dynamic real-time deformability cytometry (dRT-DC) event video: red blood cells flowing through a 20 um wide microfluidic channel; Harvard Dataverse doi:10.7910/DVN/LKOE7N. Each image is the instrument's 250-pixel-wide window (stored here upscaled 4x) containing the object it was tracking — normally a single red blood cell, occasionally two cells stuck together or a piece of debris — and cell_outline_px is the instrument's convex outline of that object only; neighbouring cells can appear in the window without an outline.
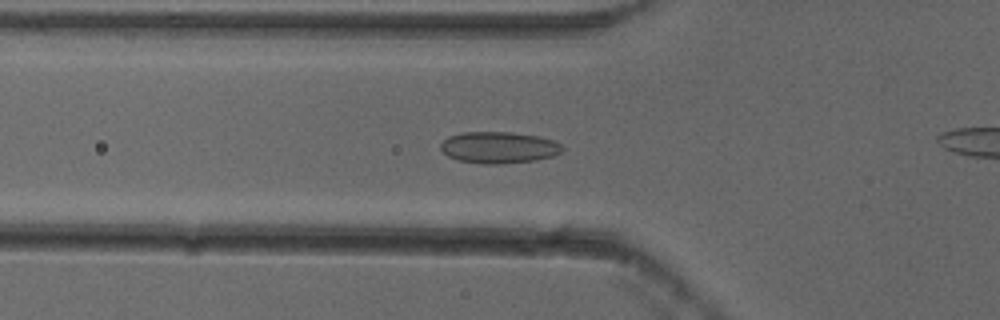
{"species": "common noctule bat (a hibernating species)", "species_latin": "Nyctalus noctula", "temperature_condition": "cold", "stored_images_in_passage": 44, "camera_frame_rate_fps": 3000, "um_per_image_px": 0.085, "animal": {"sex": "female"}, "frame": {"image": 1, "passage_image": 8, "time_ms": 2.333, "image_size_px": [1000, 320], "cell_outline_px": [[564, 148], [560, 152], [552, 156], [536, 160], [496, 164], [480, 164], [460, 160], [448, 156], [440, 148], [440, 144], [448, 136], [464, 132], [512, 132], [540, 136], [556, 140]], "centroid_in_image_um": [42.41, 12.52], "position_along_channel_um": 83.4, "area_um2": 22.43}}
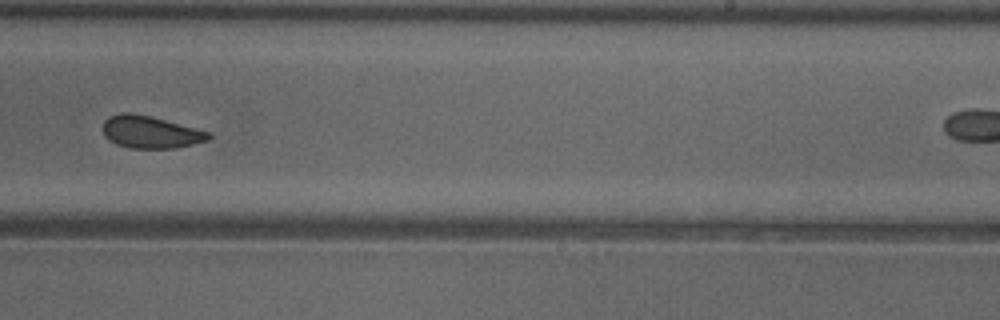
{"frame": {"image": 2, "passage_image": 23, "time_ms": 7.333, "image_size_px": [1000, 320], "cell_outline_px": [[212, 136], [208, 140], [176, 148], [128, 148], [116, 144], [108, 140], [104, 136], [104, 120], [108, 116], [120, 112], [128, 112], [152, 116], [212, 132]], "centroid_in_image_um": [12.79, 11.22], "position_along_channel_um": 276.2, "area_um2": 20.17}}
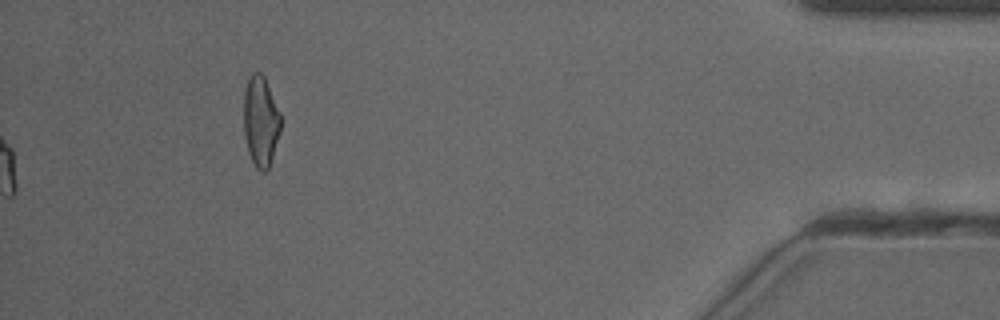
{"frame": {"image": 3, "passage_image": 44, "time_ms": 14.333, "image_size_px": [1000, 320], "cell_outline_px": [[280, 132], [268, 168], [264, 172], [256, 168], [248, 152], [244, 136], [244, 88], [252, 72], [260, 72], [264, 76], [280, 112]], "centroid_in_image_um": [22.14, 10.28], "position_along_channel_um": 413.1, "area_um2": 19.36}, "authors_computed_cell_mechanics": {"area_um2": 20.4612, "velocity_mm_per_s": 3.8503, "shape_relaxation_time_tau1_ms": null, "shape_relaxation_time_tau2_ms": 1.8778, "deformation_change_tau1": null, "deformation_change_tau2": 0.0671}}